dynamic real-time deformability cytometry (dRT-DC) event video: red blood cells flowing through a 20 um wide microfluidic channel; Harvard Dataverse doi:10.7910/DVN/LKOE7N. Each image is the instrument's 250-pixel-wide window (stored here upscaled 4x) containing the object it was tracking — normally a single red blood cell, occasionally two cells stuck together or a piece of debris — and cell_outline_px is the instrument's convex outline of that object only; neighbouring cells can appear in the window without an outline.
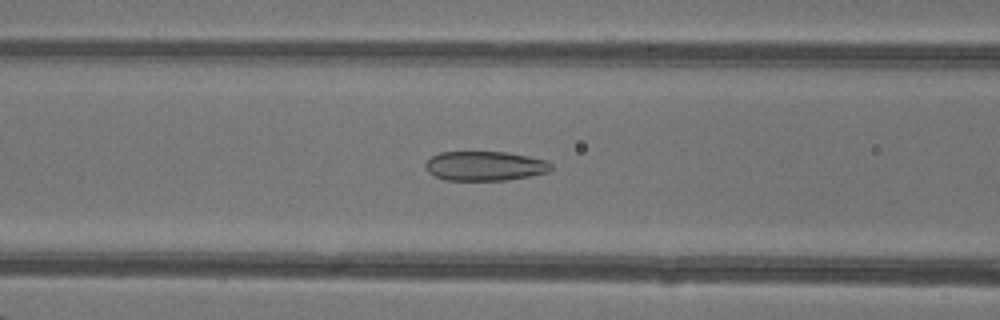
{"species": "common noctule bat (a hibernating species)", "species_latin": "Nyctalus noctula", "temperature_condition": "warm", "stored_images_in_passage": 47, "camera_frame_rate_fps": 3000, "um_per_image_px": 0.085, "animal": {"sex": "female"}, "frame": {"image": 1, "passage_image": 20, "time_ms": 6.333, "image_size_px": [1000, 320], "cell_outline_px": [[552, 168], [548, 172], [528, 176], [504, 180], [444, 180], [428, 172], [424, 168], [424, 164], [432, 156], [440, 152], [508, 152], [528, 156], [544, 160], [552, 164]], "centroid_in_image_um": [41.19, 14.1], "position_along_channel_um": 125.4, "area_um2": 21.5}}
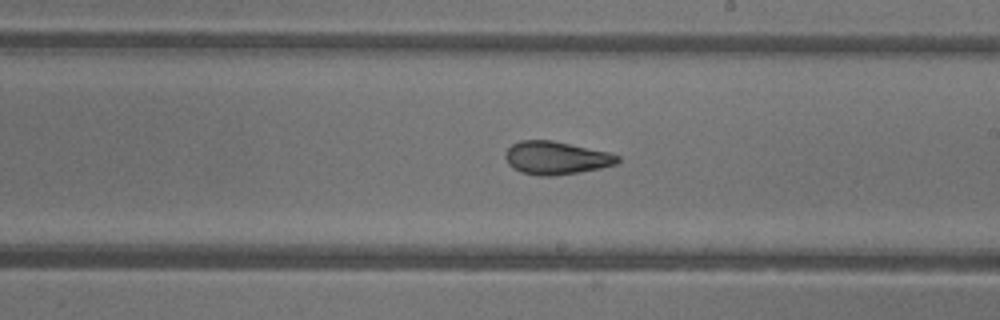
{"frame": {"image": 2, "passage_image": 28, "time_ms": 9.0, "image_size_px": [1000, 320], "cell_outline_px": [[620, 160], [616, 164], [600, 168], [580, 172], [552, 176], [540, 176], [520, 172], [512, 168], [508, 164], [504, 156], [508, 148], [512, 144], [520, 140], [552, 140], [608, 152], [620, 156]], "centroid_in_image_um": [47.25, 13.42], "position_along_channel_um": 241.8, "area_um2": 21.68}}
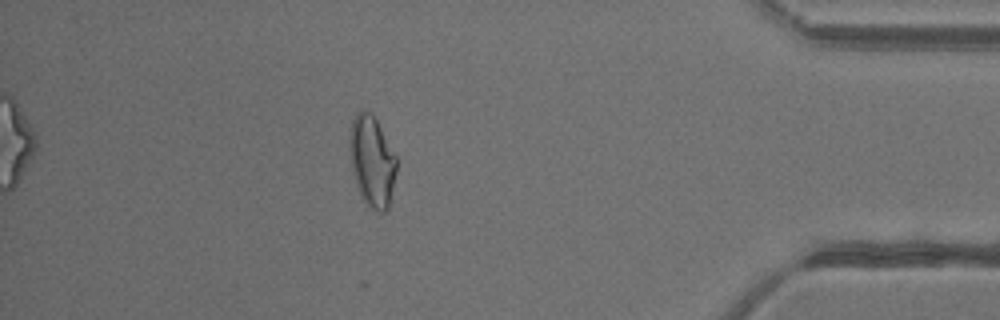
{"frame": {"image": 3, "passage_image": 42, "time_ms": 13.667, "image_size_px": [1000, 320], "cell_outline_px": [[396, 172], [388, 208], [384, 212], [376, 212], [368, 208], [356, 184], [352, 172], [348, 148], [348, 136], [352, 120], [356, 112], [368, 112], [376, 120], [396, 156]], "centroid_in_image_um": [31.59, 13.73], "position_along_channel_um": 403.6, "area_um2": 24.8}, "authors_computed_cell_mechanics": {"area_um2": 23.409, "velocity_mm_per_s": 4.363, "shape_relaxation_time_tau1_ms": null, "shape_relaxation_time_tau2_ms": 1.5474, "deformation_change_tau1": null, "deformation_change_tau2": 0.0875}}